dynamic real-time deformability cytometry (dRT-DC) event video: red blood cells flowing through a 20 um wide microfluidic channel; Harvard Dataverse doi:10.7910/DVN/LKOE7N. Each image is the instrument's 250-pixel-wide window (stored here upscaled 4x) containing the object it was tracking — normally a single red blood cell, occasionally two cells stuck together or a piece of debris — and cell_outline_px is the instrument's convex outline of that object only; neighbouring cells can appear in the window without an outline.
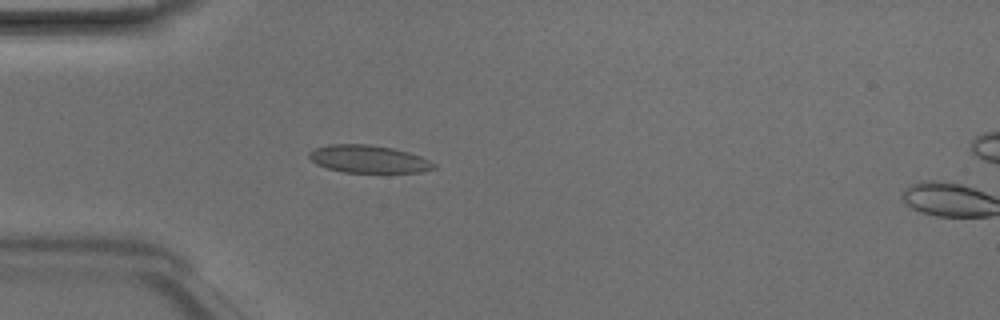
{"species": "Egyptian fruit bat (a non-hibernating species)", "species_latin": "Rousettus aegyptiacus", "temperature_condition": "room temperature", "stored_images_in_passage": 35, "camera_frame_rate_fps": 3000, "um_per_image_px": 0.085, "animal": {"sex": "male"}, "frame": {"image": 1, "passage_image": 1, "time_ms": 0.0, "image_size_px": [1000, 320], "cell_outline_px": [[436, 168], [420, 172], [344, 172], [328, 168], [316, 164], [308, 156], [308, 152], [316, 148], [328, 144], [368, 144], [392, 148], [408, 152], [420, 156], [436, 164]], "centroid_in_image_um": [31.31, 13.51], "position_along_channel_um": 53.7, "area_um2": 19.94}}
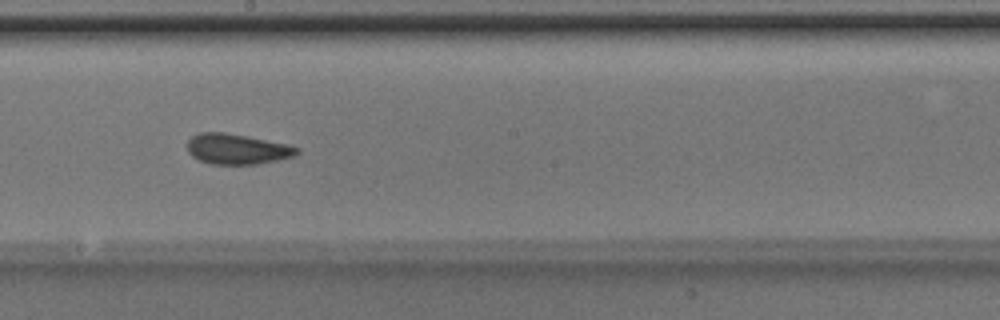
{"frame": {"image": 2, "passage_image": 14, "time_ms": 4.333, "image_size_px": [1000, 320], "cell_outline_px": [[300, 152], [296, 156], [256, 164], [212, 164], [200, 160], [192, 156], [188, 152], [188, 140], [192, 136], [200, 132], [224, 132], [248, 136], [288, 144], [300, 148]], "centroid_in_image_um": [20.18, 12.66], "position_along_channel_um": 228.0, "area_um2": 19.48}}
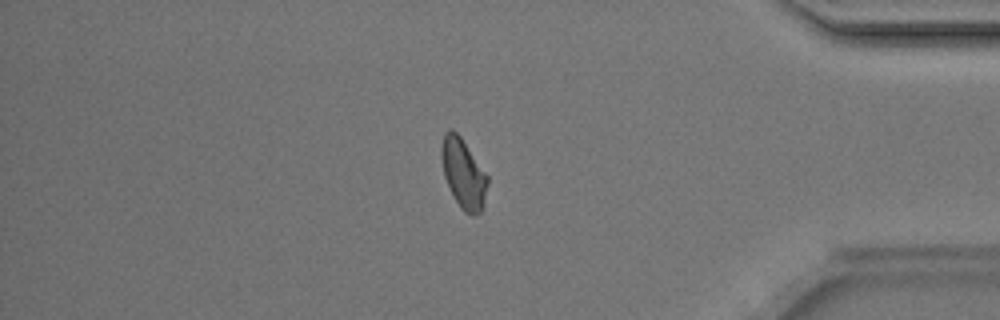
{"frame": {"image": 3, "passage_image": 28, "time_ms": 9.0, "image_size_px": [1000, 320], "cell_outline_px": [[488, 184], [484, 208], [480, 212], [472, 216], [464, 212], [460, 208], [444, 176], [440, 156], [440, 148], [444, 132], [448, 128], [452, 128], [460, 136], [488, 176]], "centroid_in_image_um": [39.38, 14.74], "position_along_channel_um": 395.8, "area_um2": 18.84}, "authors_computed_cell_mechanics": {"area_um2": 18.8428, "velocity_mm_per_s": 4.2223, "shape_relaxation_time_tau1_ms": 2.4313, "shape_relaxation_time_tau2_ms": 1.029, "deformation_change_tau1": 0.0943, "deformation_change_tau2": 0.0841}}